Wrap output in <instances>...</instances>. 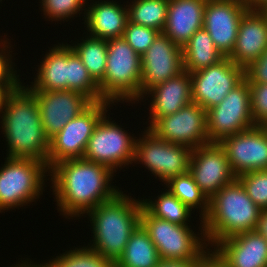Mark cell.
<instances>
[{
    "label": "cell",
    "mask_w": 267,
    "mask_h": 267,
    "mask_svg": "<svg viewBox=\"0 0 267 267\" xmlns=\"http://www.w3.org/2000/svg\"><path fill=\"white\" fill-rule=\"evenodd\" d=\"M114 175L108 167L84 158L65 160L54 165L49 170V176L52 182L50 188L59 206L57 210L65 218L80 219L121 191L111 184Z\"/></svg>",
    "instance_id": "1"
},
{
    "label": "cell",
    "mask_w": 267,
    "mask_h": 267,
    "mask_svg": "<svg viewBox=\"0 0 267 267\" xmlns=\"http://www.w3.org/2000/svg\"><path fill=\"white\" fill-rule=\"evenodd\" d=\"M24 85L7 93L2 104L0 123L8 147L6 156L47 164L50 139L42 126L37 99Z\"/></svg>",
    "instance_id": "2"
},
{
    "label": "cell",
    "mask_w": 267,
    "mask_h": 267,
    "mask_svg": "<svg viewBox=\"0 0 267 267\" xmlns=\"http://www.w3.org/2000/svg\"><path fill=\"white\" fill-rule=\"evenodd\" d=\"M142 206L141 199L131 198L121 190L112 199L87 212L93 231L92 243L88 246L116 262L140 225Z\"/></svg>",
    "instance_id": "3"
},
{
    "label": "cell",
    "mask_w": 267,
    "mask_h": 267,
    "mask_svg": "<svg viewBox=\"0 0 267 267\" xmlns=\"http://www.w3.org/2000/svg\"><path fill=\"white\" fill-rule=\"evenodd\" d=\"M260 211L237 178L225 185L209 199V210L203 218L209 248L223 239L254 231Z\"/></svg>",
    "instance_id": "4"
},
{
    "label": "cell",
    "mask_w": 267,
    "mask_h": 267,
    "mask_svg": "<svg viewBox=\"0 0 267 267\" xmlns=\"http://www.w3.org/2000/svg\"><path fill=\"white\" fill-rule=\"evenodd\" d=\"M141 75V56L123 37L108 39L106 71L98 83L101 97L113 104L141 101Z\"/></svg>",
    "instance_id": "5"
},
{
    "label": "cell",
    "mask_w": 267,
    "mask_h": 267,
    "mask_svg": "<svg viewBox=\"0 0 267 267\" xmlns=\"http://www.w3.org/2000/svg\"><path fill=\"white\" fill-rule=\"evenodd\" d=\"M200 221L201 233L196 234L190 225H178L157 218L144 206L140 212V224L148 232L161 259L200 260L210 250L203 220Z\"/></svg>",
    "instance_id": "6"
},
{
    "label": "cell",
    "mask_w": 267,
    "mask_h": 267,
    "mask_svg": "<svg viewBox=\"0 0 267 267\" xmlns=\"http://www.w3.org/2000/svg\"><path fill=\"white\" fill-rule=\"evenodd\" d=\"M5 159L0 168V213L36 202L43 194L45 180L50 179H44L49 176V169L40 160Z\"/></svg>",
    "instance_id": "7"
},
{
    "label": "cell",
    "mask_w": 267,
    "mask_h": 267,
    "mask_svg": "<svg viewBox=\"0 0 267 267\" xmlns=\"http://www.w3.org/2000/svg\"><path fill=\"white\" fill-rule=\"evenodd\" d=\"M111 104L115 106L107 100L92 102L50 139L47 156L49 170L59 162L83 158L89 138Z\"/></svg>",
    "instance_id": "8"
},
{
    "label": "cell",
    "mask_w": 267,
    "mask_h": 267,
    "mask_svg": "<svg viewBox=\"0 0 267 267\" xmlns=\"http://www.w3.org/2000/svg\"><path fill=\"white\" fill-rule=\"evenodd\" d=\"M141 132L135 143L134 163L143 164L163 184L189 171L190 147L159 139L147 128Z\"/></svg>",
    "instance_id": "9"
},
{
    "label": "cell",
    "mask_w": 267,
    "mask_h": 267,
    "mask_svg": "<svg viewBox=\"0 0 267 267\" xmlns=\"http://www.w3.org/2000/svg\"><path fill=\"white\" fill-rule=\"evenodd\" d=\"M105 113L89 138L83 158L104 165L114 173L118 168L132 165L137 137L130 135L122 125L110 121ZM123 166V167H122Z\"/></svg>",
    "instance_id": "10"
},
{
    "label": "cell",
    "mask_w": 267,
    "mask_h": 267,
    "mask_svg": "<svg viewBox=\"0 0 267 267\" xmlns=\"http://www.w3.org/2000/svg\"><path fill=\"white\" fill-rule=\"evenodd\" d=\"M207 134L210 143L235 135L256 124L251 114V93L245 79L230 91L220 104L206 111Z\"/></svg>",
    "instance_id": "11"
},
{
    "label": "cell",
    "mask_w": 267,
    "mask_h": 267,
    "mask_svg": "<svg viewBox=\"0 0 267 267\" xmlns=\"http://www.w3.org/2000/svg\"><path fill=\"white\" fill-rule=\"evenodd\" d=\"M192 101L206 111L218 105L245 80V69L228 57L217 64L190 73Z\"/></svg>",
    "instance_id": "12"
},
{
    "label": "cell",
    "mask_w": 267,
    "mask_h": 267,
    "mask_svg": "<svg viewBox=\"0 0 267 267\" xmlns=\"http://www.w3.org/2000/svg\"><path fill=\"white\" fill-rule=\"evenodd\" d=\"M206 110L191 102L174 114L161 117L149 130L159 139L191 149L210 144Z\"/></svg>",
    "instance_id": "13"
},
{
    "label": "cell",
    "mask_w": 267,
    "mask_h": 267,
    "mask_svg": "<svg viewBox=\"0 0 267 267\" xmlns=\"http://www.w3.org/2000/svg\"><path fill=\"white\" fill-rule=\"evenodd\" d=\"M219 145L225 150L234 175L267 170V128L255 125L235 135L224 137Z\"/></svg>",
    "instance_id": "14"
},
{
    "label": "cell",
    "mask_w": 267,
    "mask_h": 267,
    "mask_svg": "<svg viewBox=\"0 0 267 267\" xmlns=\"http://www.w3.org/2000/svg\"><path fill=\"white\" fill-rule=\"evenodd\" d=\"M141 100L153 87L184 71L182 48L167 35L159 33L147 51L141 55Z\"/></svg>",
    "instance_id": "15"
},
{
    "label": "cell",
    "mask_w": 267,
    "mask_h": 267,
    "mask_svg": "<svg viewBox=\"0 0 267 267\" xmlns=\"http://www.w3.org/2000/svg\"><path fill=\"white\" fill-rule=\"evenodd\" d=\"M189 172L208 199L237 178L230 168L225 150L219 143L192 149Z\"/></svg>",
    "instance_id": "16"
},
{
    "label": "cell",
    "mask_w": 267,
    "mask_h": 267,
    "mask_svg": "<svg viewBox=\"0 0 267 267\" xmlns=\"http://www.w3.org/2000/svg\"><path fill=\"white\" fill-rule=\"evenodd\" d=\"M247 9L246 0L206 1L203 28L224 57L234 50L239 23Z\"/></svg>",
    "instance_id": "17"
},
{
    "label": "cell",
    "mask_w": 267,
    "mask_h": 267,
    "mask_svg": "<svg viewBox=\"0 0 267 267\" xmlns=\"http://www.w3.org/2000/svg\"><path fill=\"white\" fill-rule=\"evenodd\" d=\"M29 91L37 99L42 126L49 139L92 103L83 93L73 90Z\"/></svg>",
    "instance_id": "18"
},
{
    "label": "cell",
    "mask_w": 267,
    "mask_h": 267,
    "mask_svg": "<svg viewBox=\"0 0 267 267\" xmlns=\"http://www.w3.org/2000/svg\"><path fill=\"white\" fill-rule=\"evenodd\" d=\"M213 248L225 267H267V240L255 230L223 239Z\"/></svg>",
    "instance_id": "19"
},
{
    "label": "cell",
    "mask_w": 267,
    "mask_h": 267,
    "mask_svg": "<svg viewBox=\"0 0 267 267\" xmlns=\"http://www.w3.org/2000/svg\"><path fill=\"white\" fill-rule=\"evenodd\" d=\"M267 48V12L247 9L241 17L234 50L228 57L244 69Z\"/></svg>",
    "instance_id": "20"
},
{
    "label": "cell",
    "mask_w": 267,
    "mask_h": 267,
    "mask_svg": "<svg viewBox=\"0 0 267 267\" xmlns=\"http://www.w3.org/2000/svg\"><path fill=\"white\" fill-rule=\"evenodd\" d=\"M148 94V96H147ZM152 97L150 102L147 129H150L161 117L171 115L192 101L191 75L187 71L170 78L151 88L145 96Z\"/></svg>",
    "instance_id": "21"
},
{
    "label": "cell",
    "mask_w": 267,
    "mask_h": 267,
    "mask_svg": "<svg viewBox=\"0 0 267 267\" xmlns=\"http://www.w3.org/2000/svg\"><path fill=\"white\" fill-rule=\"evenodd\" d=\"M205 7V0H169L162 33L182 48L197 30L203 28Z\"/></svg>",
    "instance_id": "22"
},
{
    "label": "cell",
    "mask_w": 267,
    "mask_h": 267,
    "mask_svg": "<svg viewBox=\"0 0 267 267\" xmlns=\"http://www.w3.org/2000/svg\"><path fill=\"white\" fill-rule=\"evenodd\" d=\"M116 1L99 0L87 4L84 27L90 36L101 39L120 38L123 36L128 21V9ZM123 5V6H122Z\"/></svg>",
    "instance_id": "23"
},
{
    "label": "cell",
    "mask_w": 267,
    "mask_h": 267,
    "mask_svg": "<svg viewBox=\"0 0 267 267\" xmlns=\"http://www.w3.org/2000/svg\"><path fill=\"white\" fill-rule=\"evenodd\" d=\"M37 75L28 90H67V43L54 45L38 65Z\"/></svg>",
    "instance_id": "24"
},
{
    "label": "cell",
    "mask_w": 267,
    "mask_h": 267,
    "mask_svg": "<svg viewBox=\"0 0 267 267\" xmlns=\"http://www.w3.org/2000/svg\"><path fill=\"white\" fill-rule=\"evenodd\" d=\"M182 57L183 69L188 73L217 64L224 58L204 28L197 30L182 47Z\"/></svg>",
    "instance_id": "25"
},
{
    "label": "cell",
    "mask_w": 267,
    "mask_h": 267,
    "mask_svg": "<svg viewBox=\"0 0 267 267\" xmlns=\"http://www.w3.org/2000/svg\"><path fill=\"white\" fill-rule=\"evenodd\" d=\"M160 260L155 244L140 224L130 236L115 267H155Z\"/></svg>",
    "instance_id": "26"
},
{
    "label": "cell",
    "mask_w": 267,
    "mask_h": 267,
    "mask_svg": "<svg viewBox=\"0 0 267 267\" xmlns=\"http://www.w3.org/2000/svg\"><path fill=\"white\" fill-rule=\"evenodd\" d=\"M87 37V38H86ZM80 43L70 47L80 57L92 78L99 83L106 71L107 40L86 34Z\"/></svg>",
    "instance_id": "27"
},
{
    "label": "cell",
    "mask_w": 267,
    "mask_h": 267,
    "mask_svg": "<svg viewBox=\"0 0 267 267\" xmlns=\"http://www.w3.org/2000/svg\"><path fill=\"white\" fill-rule=\"evenodd\" d=\"M169 0H132L128 9V21L153 28L162 33L167 19Z\"/></svg>",
    "instance_id": "28"
},
{
    "label": "cell",
    "mask_w": 267,
    "mask_h": 267,
    "mask_svg": "<svg viewBox=\"0 0 267 267\" xmlns=\"http://www.w3.org/2000/svg\"><path fill=\"white\" fill-rule=\"evenodd\" d=\"M67 90L78 91L92 102L104 100L98 83L89 74L80 57L67 44Z\"/></svg>",
    "instance_id": "29"
},
{
    "label": "cell",
    "mask_w": 267,
    "mask_h": 267,
    "mask_svg": "<svg viewBox=\"0 0 267 267\" xmlns=\"http://www.w3.org/2000/svg\"><path fill=\"white\" fill-rule=\"evenodd\" d=\"M164 186H166L167 190L172 195L176 196L191 211L199 208V212L201 210L199 215L200 219L203 220L207 215L209 210V199L200 190L189 171L170 179Z\"/></svg>",
    "instance_id": "30"
},
{
    "label": "cell",
    "mask_w": 267,
    "mask_h": 267,
    "mask_svg": "<svg viewBox=\"0 0 267 267\" xmlns=\"http://www.w3.org/2000/svg\"><path fill=\"white\" fill-rule=\"evenodd\" d=\"M157 198V199H156ZM155 200H142L143 206L155 217L178 225H188L191 210L167 189Z\"/></svg>",
    "instance_id": "31"
},
{
    "label": "cell",
    "mask_w": 267,
    "mask_h": 267,
    "mask_svg": "<svg viewBox=\"0 0 267 267\" xmlns=\"http://www.w3.org/2000/svg\"><path fill=\"white\" fill-rule=\"evenodd\" d=\"M49 261L55 267H115L111 258L104 257L88 245L65 251Z\"/></svg>",
    "instance_id": "32"
},
{
    "label": "cell",
    "mask_w": 267,
    "mask_h": 267,
    "mask_svg": "<svg viewBox=\"0 0 267 267\" xmlns=\"http://www.w3.org/2000/svg\"><path fill=\"white\" fill-rule=\"evenodd\" d=\"M89 1V0H87ZM86 0H41V10L44 13V18L47 17L53 21H69V19L81 15L80 11L84 10V15L87 6ZM85 8V9H83ZM46 16V17H45Z\"/></svg>",
    "instance_id": "33"
},
{
    "label": "cell",
    "mask_w": 267,
    "mask_h": 267,
    "mask_svg": "<svg viewBox=\"0 0 267 267\" xmlns=\"http://www.w3.org/2000/svg\"><path fill=\"white\" fill-rule=\"evenodd\" d=\"M250 199L261 209L267 210V170H254L237 177Z\"/></svg>",
    "instance_id": "34"
},
{
    "label": "cell",
    "mask_w": 267,
    "mask_h": 267,
    "mask_svg": "<svg viewBox=\"0 0 267 267\" xmlns=\"http://www.w3.org/2000/svg\"><path fill=\"white\" fill-rule=\"evenodd\" d=\"M159 33L156 29L127 21L122 37L141 56L151 46Z\"/></svg>",
    "instance_id": "35"
},
{
    "label": "cell",
    "mask_w": 267,
    "mask_h": 267,
    "mask_svg": "<svg viewBox=\"0 0 267 267\" xmlns=\"http://www.w3.org/2000/svg\"><path fill=\"white\" fill-rule=\"evenodd\" d=\"M251 93V114L256 125L267 123V83H249Z\"/></svg>",
    "instance_id": "36"
},
{
    "label": "cell",
    "mask_w": 267,
    "mask_h": 267,
    "mask_svg": "<svg viewBox=\"0 0 267 267\" xmlns=\"http://www.w3.org/2000/svg\"><path fill=\"white\" fill-rule=\"evenodd\" d=\"M8 38L0 40V84H22L14 69L16 65L12 62V53L10 51V42ZM2 46V47H1ZM9 48V49H8Z\"/></svg>",
    "instance_id": "37"
},
{
    "label": "cell",
    "mask_w": 267,
    "mask_h": 267,
    "mask_svg": "<svg viewBox=\"0 0 267 267\" xmlns=\"http://www.w3.org/2000/svg\"><path fill=\"white\" fill-rule=\"evenodd\" d=\"M248 83H267V48L261 56L245 68Z\"/></svg>",
    "instance_id": "38"
},
{
    "label": "cell",
    "mask_w": 267,
    "mask_h": 267,
    "mask_svg": "<svg viewBox=\"0 0 267 267\" xmlns=\"http://www.w3.org/2000/svg\"><path fill=\"white\" fill-rule=\"evenodd\" d=\"M194 267H225L222 260L210 249Z\"/></svg>",
    "instance_id": "39"
},
{
    "label": "cell",
    "mask_w": 267,
    "mask_h": 267,
    "mask_svg": "<svg viewBox=\"0 0 267 267\" xmlns=\"http://www.w3.org/2000/svg\"><path fill=\"white\" fill-rule=\"evenodd\" d=\"M199 260L187 259H161L155 267H194Z\"/></svg>",
    "instance_id": "40"
},
{
    "label": "cell",
    "mask_w": 267,
    "mask_h": 267,
    "mask_svg": "<svg viewBox=\"0 0 267 267\" xmlns=\"http://www.w3.org/2000/svg\"><path fill=\"white\" fill-rule=\"evenodd\" d=\"M255 231L267 240V210H261Z\"/></svg>",
    "instance_id": "41"
},
{
    "label": "cell",
    "mask_w": 267,
    "mask_h": 267,
    "mask_svg": "<svg viewBox=\"0 0 267 267\" xmlns=\"http://www.w3.org/2000/svg\"><path fill=\"white\" fill-rule=\"evenodd\" d=\"M248 9L267 12V0H246Z\"/></svg>",
    "instance_id": "42"
},
{
    "label": "cell",
    "mask_w": 267,
    "mask_h": 267,
    "mask_svg": "<svg viewBox=\"0 0 267 267\" xmlns=\"http://www.w3.org/2000/svg\"><path fill=\"white\" fill-rule=\"evenodd\" d=\"M21 84H0V112L7 93L17 89Z\"/></svg>",
    "instance_id": "43"
},
{
    "label": "cell",
    "mask_w": 267,
    "mask_h": 267,
    "mask_svg": "<svg viewBox=\"0 0 267 267\" xmlns=\"http://www.w3.org/2000/svg\"><path fill=\"white\" fill-rule=\"evenodd\" d=\"M27 260V261H26ZM28 259H25V261H21L22 263L19 264H14L10 267H35V264H33L34 262L30 260V262H28Z\"/></svg>",
    "instance_id": "44"
},
{
    "label": "cell",
    "mask_w": 267,
    "mask_h": 267,
    "mask_svg": "<svg viewBox=\"0 0 267 267\" xmlns=\"http://www.w3.org/2000/svg\"><path fill=\"white\" fill-rule=\"evenodd\" d=\"M35 267H55V266L50 261L49 262L47 261V263H44V264L35 263Z\"/></svg>",
    "instance_id": "45"
}]
</instances>
